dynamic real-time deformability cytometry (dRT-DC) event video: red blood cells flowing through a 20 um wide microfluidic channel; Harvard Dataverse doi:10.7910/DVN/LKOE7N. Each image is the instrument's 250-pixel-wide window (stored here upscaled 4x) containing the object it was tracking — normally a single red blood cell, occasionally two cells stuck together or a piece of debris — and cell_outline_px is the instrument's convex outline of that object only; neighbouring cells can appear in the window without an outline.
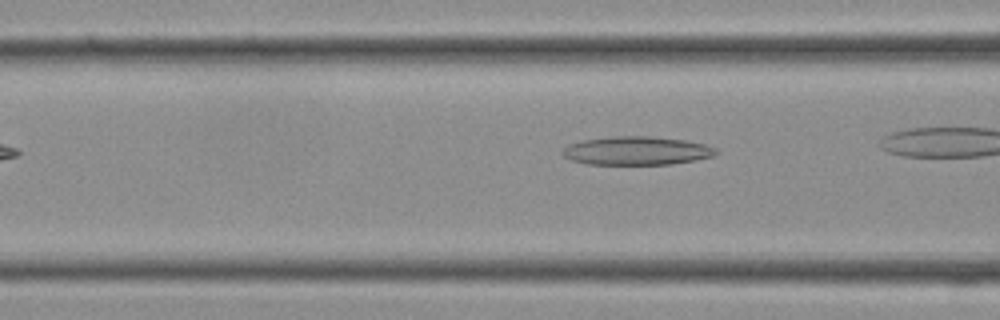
{"species": "Egyptian fruit bat (a non-hibernating species)", "species_latin": "Rousettus aegyptiacus", "temperature_condition": "cold", "stored_images_in_passage": 6, "camera_frame_rate_fps": 3000, "um_per_image_px": 0.085, "frame": {"image": 1, "passage_image": 5, "time_ms": 1.333, "image_size_px": [1000, 320], "cell_outline_px": [[720, 152], [712, 156], [696, 160], [672, 164], [588, 164], [572, 160], [564, 156], [560, 152], [568, 144], [584, 140], [616, 136], [648, 136], [684, 140], [704, 144], [716, 148]], "centroid_in_image_um": [54.13, 12.81], "position_along_channel_um": 112.5, "area_um2": 25.37}}